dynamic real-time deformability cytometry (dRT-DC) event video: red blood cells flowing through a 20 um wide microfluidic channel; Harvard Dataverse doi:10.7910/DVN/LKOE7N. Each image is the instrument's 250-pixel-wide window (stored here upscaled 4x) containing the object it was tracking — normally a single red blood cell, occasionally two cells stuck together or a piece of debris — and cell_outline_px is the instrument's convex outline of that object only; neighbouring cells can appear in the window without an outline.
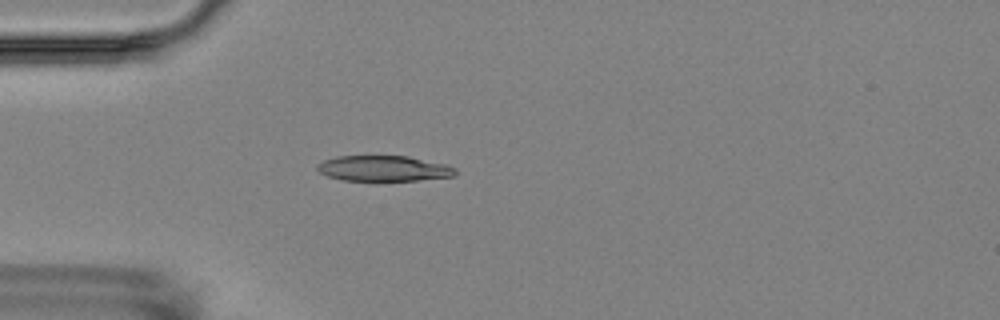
{"species": "Egyptian fruit bat (a non-hibernating species)", "species_latin": "Rousettus aegyptiacus", "temperature_condition": "room temperature", "stored_images_in_passage": 3, "camera_frame_rate_fps": 3000, "um_per_image_px": 0.085, "animal": {"sex": "female"}, "frame": {"image": 1, "passage_image": 3, "time_ms": 2.333, "image_size_px": [1000, 320], "cell_outline_px": [[456, 176], [376, 184], [344, 180], [328, 176], [320, 172], [316, 168], [316, 164], [324, 160], [336, 156], [408, 156], [444, 164], [456, 168]], "centroid_in_image_um": [32.58, 14.36], "position_along_channel_um": 52.4, "area_um2": 21.44}}